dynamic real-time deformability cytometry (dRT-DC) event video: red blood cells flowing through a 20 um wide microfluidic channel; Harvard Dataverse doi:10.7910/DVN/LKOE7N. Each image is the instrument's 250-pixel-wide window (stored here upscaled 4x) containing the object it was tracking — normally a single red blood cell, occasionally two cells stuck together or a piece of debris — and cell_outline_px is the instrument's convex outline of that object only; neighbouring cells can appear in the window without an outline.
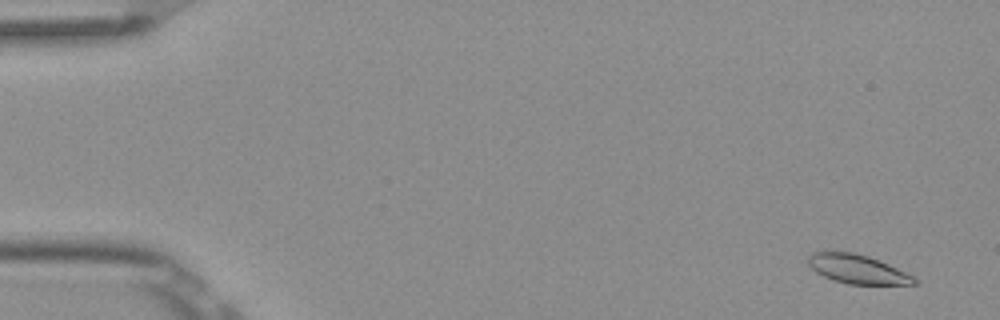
{"species": "Egyptian fruit bat (a non-hibernating species)", "species_latin": "Rousettus aegyptiacus", "temperature_condition": "room temperature", "stored_images_in_passage": 5, "camera_frame_rate_fps": 3000, "um_per_image_px": 0.085, "frame": {"image": 1, "passage_image": 1, "time_ms": 0.0, "image_size_px": [1000, 320], "cell_outline_px": [[920, 280], [916, 284], [848, 284], [832, 280], [816, 272], [808, 264], [808, 256], [812, 252], [852, 252], [868, 256], [888, 264], [916, 276]], "centroid_in_image_um": [72.92, 22.88], "position_along_channel_um": 12.1, "area_um2": 17.92}}